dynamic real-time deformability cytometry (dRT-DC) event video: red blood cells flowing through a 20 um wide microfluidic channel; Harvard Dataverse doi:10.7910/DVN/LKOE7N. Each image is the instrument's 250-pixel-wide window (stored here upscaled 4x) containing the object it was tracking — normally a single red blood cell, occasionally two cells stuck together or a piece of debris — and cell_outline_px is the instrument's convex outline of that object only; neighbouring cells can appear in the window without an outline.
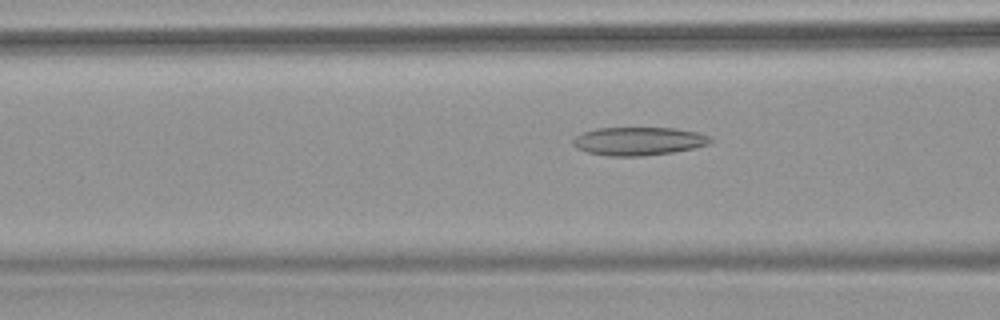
{"species": "common noctule bat (a hibernating species)", "species_latin": "Nyctalus noctula", "temperature_condition": "warm", "stored_images_in_passage": 70, "camera_frame_rate_fps": 3000, "um_per_image_px": 0.085, "animal": {"sex": "female", "body_mass_g": 18.4}, "frame": {"image": 1, "passage_image": 29, "time_ms": 9.333, "image_size_px": [1000, 320], "cell_outline_px": [[712, 140], [708, 144], [692, 148], [672, 152], [644, 156], [608, 156], [588, 152], [576, 148], [572, 144], [572, 140], [576, 136], [584, 132], [596, 128], [676, 128], [700, 132], [712, 136]], "centroid_in_image_um": [54.29, 11.99], "position_along_channel_um": 112.3, "area_um2": 22.72}}
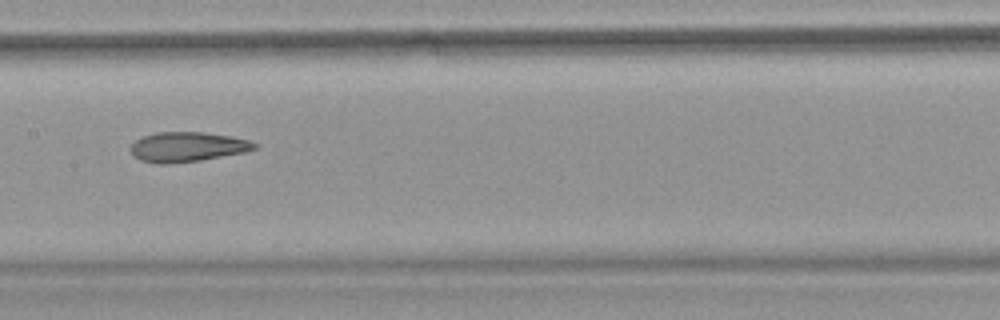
{"frame": {"image": 2, "passage_image": 37, "time_ms": 12.0, "image_size_px": [1000, 320], "cell_outline_px": [[260, 144], [256, 148], [244, 152], [200, 160], [168, 164], [156, 164], [140, 160], [128, 148], [136, 140], [144, 136], [156, 132], [204, 132], [232, 136], [248, 140]], "centroid_in_image_um": [15.93, 12.48], "position_along_channel_um": 191.5, "area_um2": 21.5}}
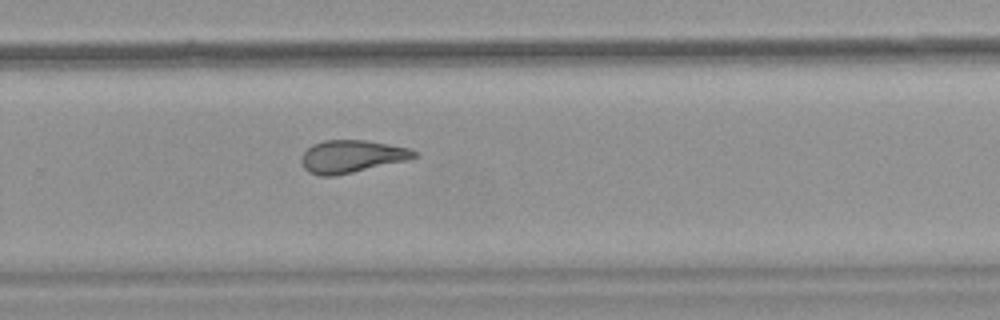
{"frame": {"image": 3, "passage_image": 48, "time_ms": 15.667, "image_size_px": [1000, 320], "cell_outline_px": [[420, 156], [408, 160], [336, 176], [320, 176], [308, 172], [304, 168], [300, 160], [300, 156], [312, 144], [324, 140], [364, 140], [388, 144], [408, 148], [420, 152]], "centroid_in_image_um": [29.9, 13.3], "position_along_channel_um": 299.9, "area_um2": 21.68}}